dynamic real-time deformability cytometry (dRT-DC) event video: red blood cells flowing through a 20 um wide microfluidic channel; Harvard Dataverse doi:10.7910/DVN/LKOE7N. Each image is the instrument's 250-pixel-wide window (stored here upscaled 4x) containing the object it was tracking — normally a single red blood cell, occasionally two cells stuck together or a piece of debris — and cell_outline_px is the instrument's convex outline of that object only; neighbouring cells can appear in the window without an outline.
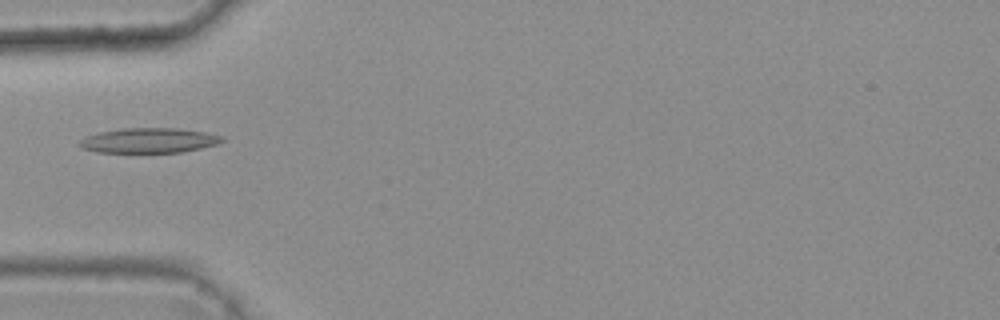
{"species": "common noctule bat (a hibernating species)", "species_latin": "Nyctalus noctula", "temperature_condition": "warm", "stored_images_in_passage": 5, "camera_frame_rate_fps": 3000, "um_per_image_px": 0.085, "animal": {"sex": "female", "body_mass_g": 25.1}, "frame": {"image": 1, "passage_image": 5, "time_ms": 1.333, "image_size_px": [1000, 320], "cell_outline_px": [[224, 140], [216, 144], [200, 148], [180, 152], [96, 152], [84, 148], [76, 144], [80, 140], [88, 136], [100, 132], [120, 128], [180, 128], [204, 132], [224, 136]], "centroid_in_image_um": [12.66, 11.93], "position_along_channel_um": 72.3, "area_um2": 20.58}}